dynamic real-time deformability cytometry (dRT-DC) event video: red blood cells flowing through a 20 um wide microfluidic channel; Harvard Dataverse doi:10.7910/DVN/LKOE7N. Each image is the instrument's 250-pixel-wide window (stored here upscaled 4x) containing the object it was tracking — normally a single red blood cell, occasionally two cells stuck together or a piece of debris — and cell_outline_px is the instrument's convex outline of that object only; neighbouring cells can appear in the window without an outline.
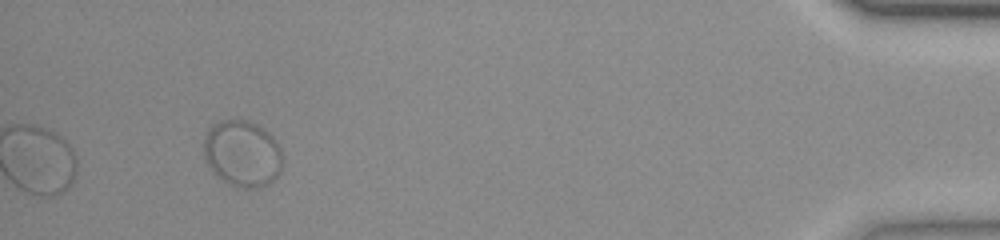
{"species": "common noctule bat (a hibernating species)", "species_latin": "Nyctalus noctula", "temperature_condition": "room temperature", "stored_images_in_passage": 43, "segment_of_instrument_passage": [2, 2], "camera_frame_rate_fps": 3000, "um_per_image_px": 0.085, "animal": {"sex": "female", "body_mass_g": 23.0, "forearm_length_mm": 53.4}, "frame": {"image": 1, "passage_image": 43, "time_ms": 14.0, "image_size_px": [1000, 240], "cell_outline_px": [[284, 160], [280, 172], [268, 184], [260, 188], [240, 188], [228, 184], [208, 164], [204, 156], [204, 140], [208, 132], [220, 120], [248, 120], [264, 128], [276, 140], [280, 148]], "centroid_in_image_um": [20.66, 13.06], "position_along_channel_um": 414.5, "area_um2": 30.35}}